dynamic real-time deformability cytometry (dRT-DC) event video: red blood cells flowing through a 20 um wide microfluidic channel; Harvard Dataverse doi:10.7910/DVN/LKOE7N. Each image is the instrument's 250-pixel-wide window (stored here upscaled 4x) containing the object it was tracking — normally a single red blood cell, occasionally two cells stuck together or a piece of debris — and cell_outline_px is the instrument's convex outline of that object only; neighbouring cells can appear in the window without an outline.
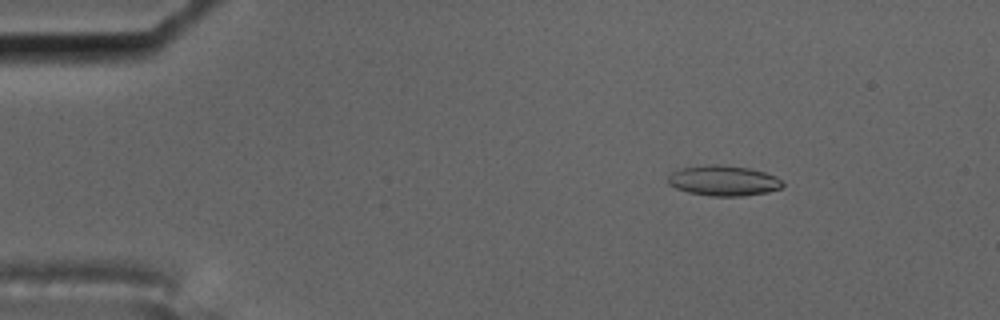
{"species": "common noctule bat (a hibernating species)", "species_latin": "Nyctalus noctula", "temperature_condition": "cold", "stored_images_in_passage": 58, "camera_frame_rate_fps": 3000, "um_per_image_px": 0.085, "animal": {"sex": "male", "body_mass_g": 17.5, "forearm_length_mm": 52.3}, "frame": {"image": 1, "passage_image": 9, "time_ms": 2.667, "image_size_px": [1000, 320], "cell_outline_px": [[784, 184], [780, 188], [768, 192], [740, 196], [712, 196], [688, 192], [676, 188], [668, 184], [668, 176], [672, 172], [680, 168], [708, 164], [720, 164], [748, 168], [764, 172], [776, 176]], "centroid_in_image_um": [61.47, 15.35], "position_along_channel_um": 23.5, "area_um2": 20.23}, "authors_computed_cell_mechanics": {"area_um2": 20.4612, "velocity_mm_per_s": 3.5212, "shape_relaxation_time_tau1_ms": null, "shape_relaxation_time_tau2_ms": 1.8281, "deformation_change_tau1": null, "deformation_change_tau2": 0.0726}}